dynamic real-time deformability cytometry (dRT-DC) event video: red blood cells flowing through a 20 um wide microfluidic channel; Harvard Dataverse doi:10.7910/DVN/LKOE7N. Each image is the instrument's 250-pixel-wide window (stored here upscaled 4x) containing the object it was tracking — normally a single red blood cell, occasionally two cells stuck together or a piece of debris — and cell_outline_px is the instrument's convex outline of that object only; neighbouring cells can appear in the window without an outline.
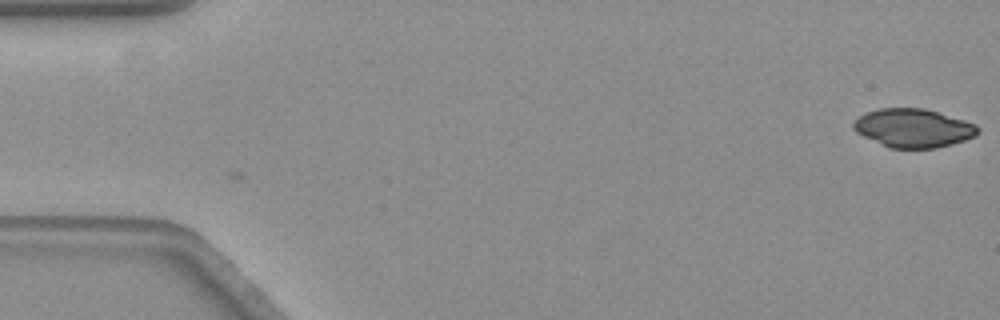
{"species": "common noctule bat (a hibernating species)", "species_latin": "Nyctalus noctula", "temperature_condition": "warm", "stored_images_in_passage": 3, "camera_frame_rate_fps": 3000, "um_per_image_px": 0.085, "animal": {"sex": "female", "body_mass_g": 19.3, "forearm_length_mm": 54.1}, "frame": {"image": 1, "passage_image": 3, "time_ms": 0.667, "image_size_px": [1000, 320], "cell_outline_px": [[976, 136], [952, 144], [936, 148], [892, 148], [864, 136], [856, 132], [852, 128], [852, 124], [860, 116], [868, 112], [880, 108], [924, 108], [964, 120], [976, 124]], "centroid_in_image_um": [77.62, 10.88], "position_along_channel_um": 7.4, "area_um2": 27.51}}